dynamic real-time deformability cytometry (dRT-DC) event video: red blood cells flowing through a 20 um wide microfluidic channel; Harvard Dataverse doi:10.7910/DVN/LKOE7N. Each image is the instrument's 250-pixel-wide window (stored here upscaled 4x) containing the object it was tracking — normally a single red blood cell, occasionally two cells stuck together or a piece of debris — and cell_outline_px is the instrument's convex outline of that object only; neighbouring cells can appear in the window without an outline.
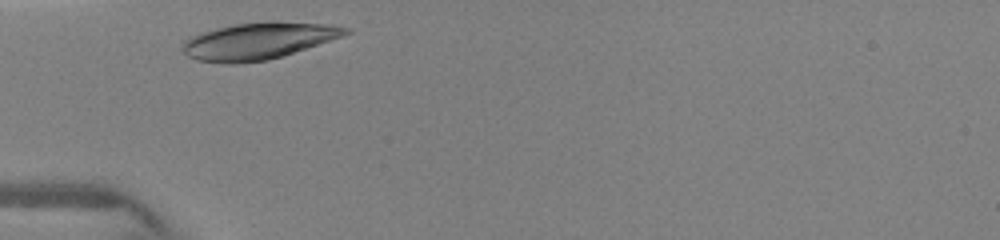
{"species": "human", "species_latin": "Homo sapiens", "temperature_condition": "warm", "stored_images_in_passage": 19, "camera_frame_rate_fps": 3000, "um_per_image_px": 0.085, "donor": {"sex": "female"}, "frame": {"image": 1, "passage_image": 1, "time_ms": 0.0, "image_size_px": [1000, 240], "cell_outline_px": [[352, 32], [344, 36], [268, 60], [232, 64], [196, 60], [188, 56], [180, 48], [188, 40], [204, 32], [216, 28], [236, 24], [268, 20], [276, 20], [332, 24], [352, 28]], "centroid_in_image_um": [22.06, 3.45], "position_along_channel_um": 62.9, "area_um2": 34.97}}
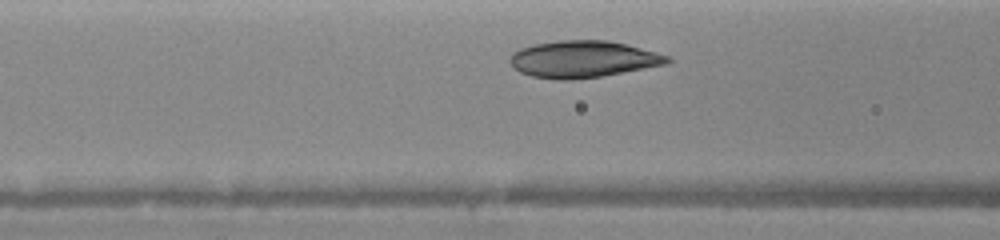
{"frame": {"image": 2, "passage_image": 9, "time_ms": 1.333, "image_size_px": [1000, 240], "cell_outline_px": [[672, 60], [668, 64], [600, 76], [572, 80], [556, 80], [532, 76], [520, 72], [508, 60], [520, 48], [536, 44], [560, 40], [608, 40], [656, 52], [668, 56]], "centroid_in_image_um": [49.57, 5.03], "position_along_channel_um": 117.0, "area_um2": 33.41}}
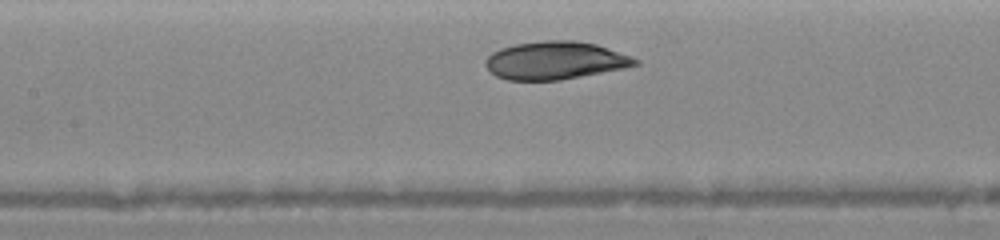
{"frame": {"image": 3, "passage_image": 14, "time_ms": 2.333, "image_size_px": [1000, 240], "cell_outline_px": [[640, 64], [624, 68], [560, 80], [508, 80], [496, 76], [484, 64], [488, 56], [492, 52], [500, 48], [516, 44], [544, 40], [572, 40], [596, 44], [632, 56], [640, 60]], "centroid_in_image_um": [47.21, 5.13], "position_along_channel_um": 160.2, "area_um2": 33.0}}